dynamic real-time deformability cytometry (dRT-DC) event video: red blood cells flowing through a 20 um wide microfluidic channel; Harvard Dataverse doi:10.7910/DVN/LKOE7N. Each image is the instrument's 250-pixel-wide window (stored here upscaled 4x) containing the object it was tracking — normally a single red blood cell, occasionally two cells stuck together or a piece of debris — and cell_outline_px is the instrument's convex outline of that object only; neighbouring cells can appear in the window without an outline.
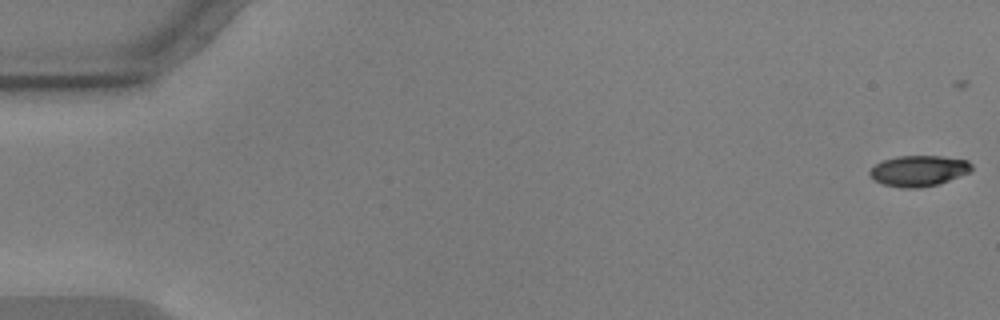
{"species": "common noctule bat (a hibernating species)", "species_latin": "Nyctalus noctula", "temperature_condition": "warm", "stored_images_in_passage": 22, "camera_frame_rate_fps": 3000, "um_per_image_px": 0.085, "animal": {"sex": "male", "body_mass_g": 17.9, "forearm_length_mm": 54.2}, "frame": {"image": 1, "passage_image": 1, "time_ms": 0.0, "image_size_px": [1000, 320], "cell_outline_px": [[972, 172], [936, 184], [916, 188], [900, 188], [884, 184], [868, 176], [868, 172], [876, 164], [884, 160], [896, 156], [944, 156], [968, 160], [972, 164]], "centroid_in_image_um": [78.1, 14.51], "position_along_channel_um": 6.9, "area_um2": 18.26}}
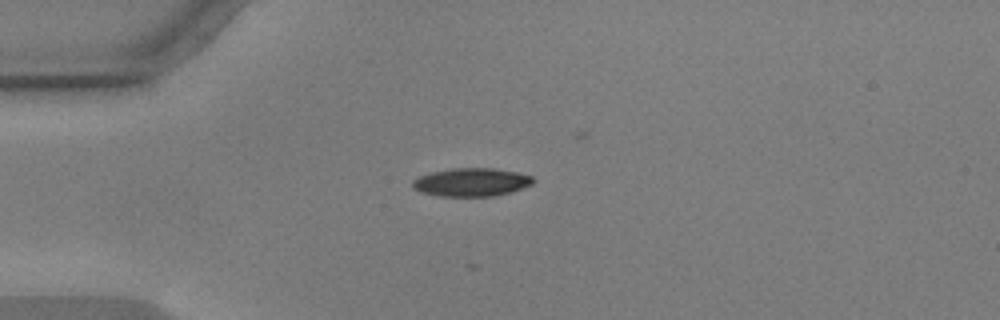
{"frame": {"image": 2, "passage_image": 15, "time_ms": 4.667, "image_size_px": [1000, 320], "cell_outline_px": [[536, 180], [532, 184], [512, 192], [492, 196], [440, 196], [420, 192], [412, 188], [412, 180], [420, 176], [432, 172], [452, 168], [492, 168], [516, 172], [532, 176]], "centroid_in_image_um": [40.07, 15.49], "position_along_channel_um": 44.9, "area_um2": 19.88}}
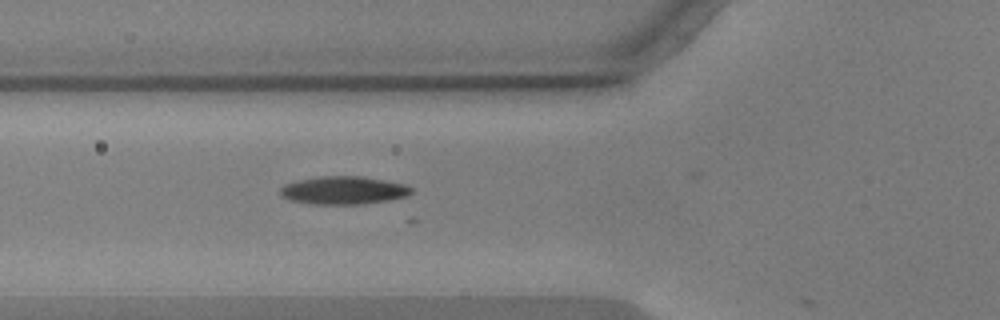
{"frame": {"image": 3, "passage_image": 21, "time_ms": 6.667, "image_size_px": [1000, 320], "cell_outline_px": [[412, 192], [408, 196], [388, 200], [364, 204], [312, 204], [288, 200], [280, 196], [280, 188], [284, 184], [296, 180], [320, 176], [360, 176], [384, 180], [404, 184], [412, 188]], "centroid_in_image_um": [29.16, 16.18], "position_along_channel_um": 96.6, "area_um2": 21.56}}